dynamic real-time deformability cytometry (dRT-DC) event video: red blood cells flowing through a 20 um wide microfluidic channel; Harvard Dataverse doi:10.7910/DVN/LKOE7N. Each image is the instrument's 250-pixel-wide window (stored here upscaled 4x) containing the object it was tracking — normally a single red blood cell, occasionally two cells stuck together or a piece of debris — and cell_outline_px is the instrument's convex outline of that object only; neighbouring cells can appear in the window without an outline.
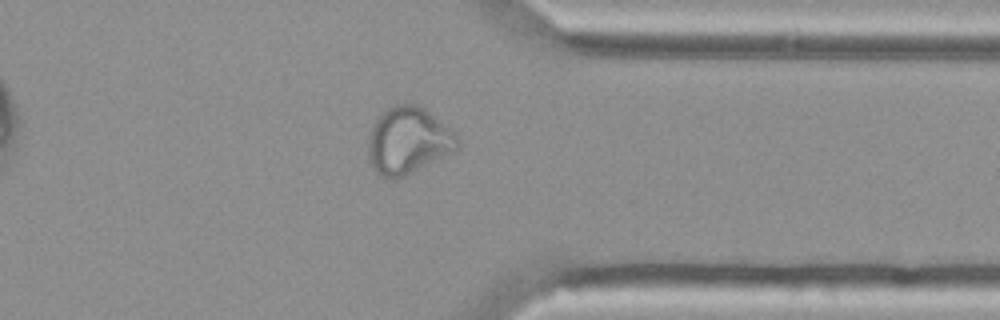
{"species": "Egyptian fruit bat (a non-hibernating species)", "species_latin": "Rousettus aegyptiacus", "temperature_condition": "cold", "stored_images_in_passage": 43, "camera_frame_rate_fps": 3000, "um_per_image_px": 0.085, "animal": {"sex": "female"}, "frame": {"image": 1, "passage_image": 31, "time_ms": 10.0, "image_size_px": [1000, 320], "cell_outline_px": [[460, 144], [452, 152], [396, 180], [388, 180], [380, 176], [376, 172], [368, 160], [368, 140], [372, 128], [376, 120], [388, 108], [396, 104], [420, 104], [456, 132], [460, 140]], "centroid_in_image_um": [34.7, 11.96], "position_along_channel_um": 376.7, "area_um2": 34.91}}